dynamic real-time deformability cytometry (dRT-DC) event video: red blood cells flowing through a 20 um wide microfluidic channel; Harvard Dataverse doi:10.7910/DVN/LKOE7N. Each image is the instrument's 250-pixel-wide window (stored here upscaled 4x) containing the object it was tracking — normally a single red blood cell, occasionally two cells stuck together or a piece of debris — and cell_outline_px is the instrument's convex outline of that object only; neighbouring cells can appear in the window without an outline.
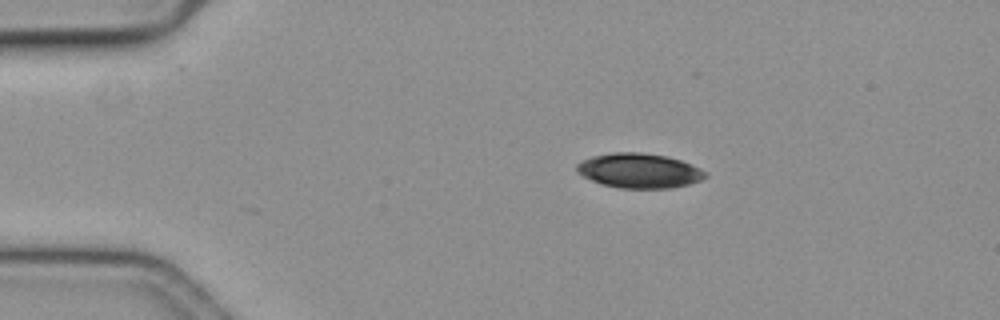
{"species": "common noctule bat (a hibernating species)", "species_latin": "Nyctalus noctula", "temperature_condition": "cold", "stored_images_in_passage": 10, "camera_frame_rate_fps": 3000, "um_per_image_px": 0.085, "animal": {"sex": "female", "body_mass_g": 19.3, "forearm_length_mm": 54.1}, "frame": {"image": 1, "passage_image": 10, "time_ms": 3.0, "image_size_px": [1000, 320], "cell_outline_px": [[708, 176], [700, 180], [688, 184], [672, 188], [620, 188], [604, 184], [592, 180], [576, 172], [576, 164], [592, 156], [612, 152], [640, 152], [668, 156], [692, 164], [700, 168]], "centroid_in_image_um": [54.34, 14.5], "position_along_channel_um": 30.7, "area_um2": 25.89}}